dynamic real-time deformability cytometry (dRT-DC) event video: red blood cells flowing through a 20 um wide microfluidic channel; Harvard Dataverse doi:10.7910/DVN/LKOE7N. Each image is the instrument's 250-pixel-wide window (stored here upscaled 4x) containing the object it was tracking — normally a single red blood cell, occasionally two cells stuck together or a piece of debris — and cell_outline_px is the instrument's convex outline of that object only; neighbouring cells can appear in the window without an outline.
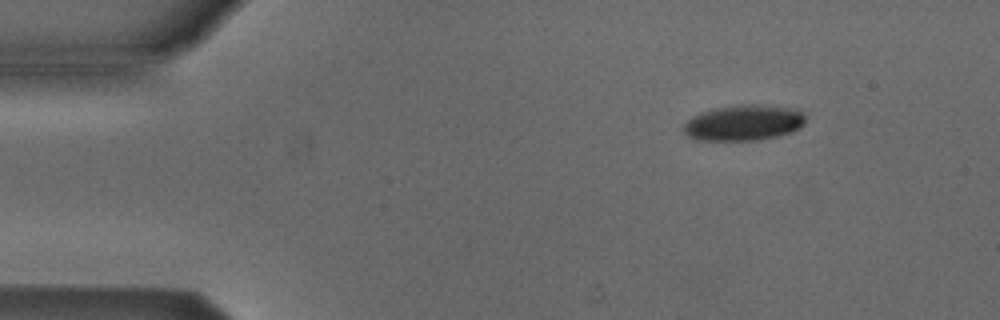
{"species": "Egyptian fruit bat (a non-hibernating species)", "species_latin": "Rousettus aegyptiacus", "temperature_condition": "cold", "stored_images_in_passage": 47, "camera_frame_rate_fps": 3000, "um_per_image_px": 0.085, "animal": {"sex": "male"}, "frame": {"image": 1, "passage_image": 1, "time_ms": 0.0, "image_size_px": [1000, 320], "cell_outline_px": [[804, 124], [800, 128], [792, 132], [776, 136], [756, 140], [696, 140], [688, 136], [684, 132], [684, 124], [692, 116], [700, 112], [712, 108], [740, 104], [764, 104], [800, 108], [804, 112]], "centroid_in_image_um": [63.25, 10.41], "position_along_channel_um": 21.7, "area_um2": 25.84}}
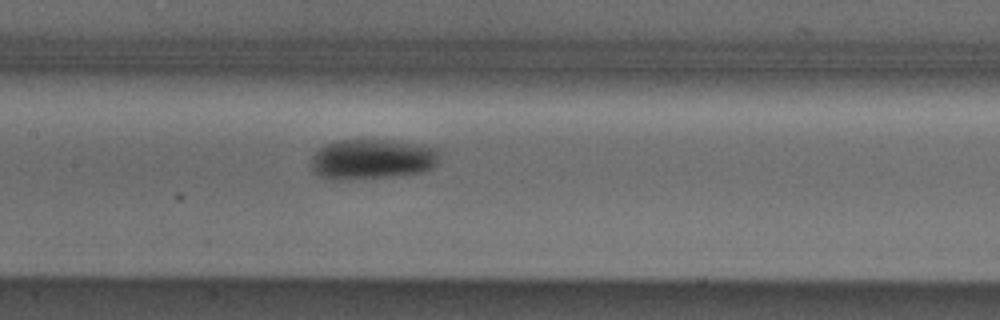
{"frame": {"image": 2, "passage_image": 19, "time_ms": 6.0, "image_size_px": [1000, 320], "cell_outline_px": [[440, 156], [436, 164], [432, 168], [424, 172], [400, 176], [344, 180], [328, 180], [320, 176], [312, 168], [312, 156], [316, 148], [324, 144], [336, 140], [396, 140], [424, 144], [440, 148]], "centroid_in_image_um": [31.67, 13.52], "position_along_channel_um": 175.7, "area_um2": 31.04}}
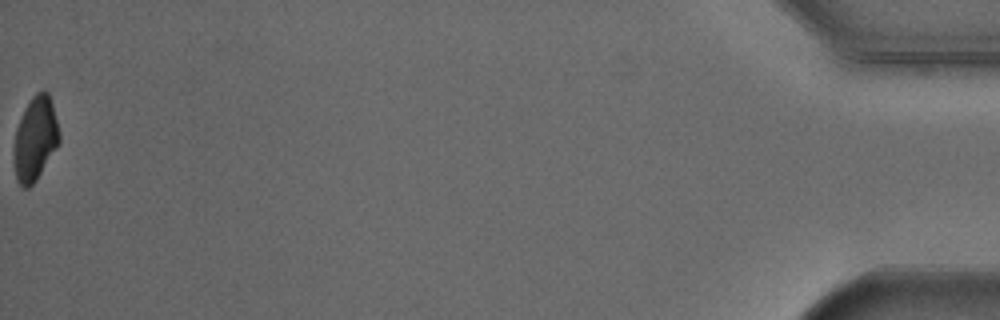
{"frame": {"image": 3, "passage_image": 47, "time_ms": 15.333, "image_size_px": [1000, 320], "cell_outline_px": [[60, 140], [56, 148], [36, 180], [28, 188], [24, 188], [16, 180], [16, 128], [24, 108], [32, 96], [36, 92], [44, 88], [48, 92], [52, 104], [60, 132]], "centroid_in_image_um": [3.03, 11.73], "position_along_channel_um": 432.2, "area_um2": 21.68}, "authors_computed_cell_mechanics": {"area_um2": 26.4724, "velocity_mm_per_s": 3.8891, "shape_relaxation_time_tau1_ms": 2.7815, "shape_relaxation_time_tau2_ms": null, "deformation_change_tau1": 0.0997, "deformation_change_tau2": null}}